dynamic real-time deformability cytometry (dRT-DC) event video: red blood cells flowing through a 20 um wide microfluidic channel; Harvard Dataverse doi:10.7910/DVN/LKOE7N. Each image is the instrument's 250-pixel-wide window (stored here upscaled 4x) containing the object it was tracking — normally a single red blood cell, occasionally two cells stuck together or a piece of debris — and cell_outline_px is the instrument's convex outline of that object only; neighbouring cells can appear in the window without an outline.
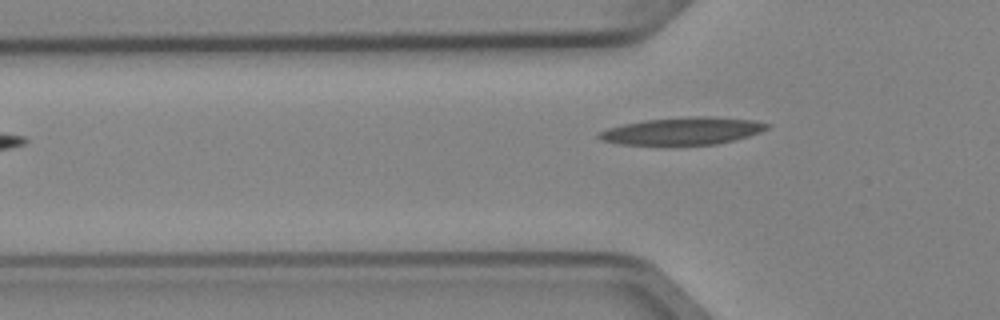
{"species": "Egyptian fruit bat (a non-hibernating species)", "species_latin": "Rousettus aegyptiacus", "temperature_condition": "cold", "stored_images_in_passage": 5, "camera_frame_rate_fps": 3000, "um_per_image_px": 0.085, "animal": {"sex": "female"}, "frame": {"image": 1, "passage_image": 5, "time_ms": 1.333, "image_size_px": [1000, 320], "cell_outline_px": [[772, 124], [768, 128], [760, 132], [748, 136], [716, 144], [668, 148], [620, 144], [600, 140], [596, 136], [600, 132], [608, 128], [624, 124], [644, 120], [688, 116], [708, 116], [756, 120]], "centroid_in_image_um": [57.99, 11.18], "position_along_channel_um": 67.8, "area_um2": 28.03}}